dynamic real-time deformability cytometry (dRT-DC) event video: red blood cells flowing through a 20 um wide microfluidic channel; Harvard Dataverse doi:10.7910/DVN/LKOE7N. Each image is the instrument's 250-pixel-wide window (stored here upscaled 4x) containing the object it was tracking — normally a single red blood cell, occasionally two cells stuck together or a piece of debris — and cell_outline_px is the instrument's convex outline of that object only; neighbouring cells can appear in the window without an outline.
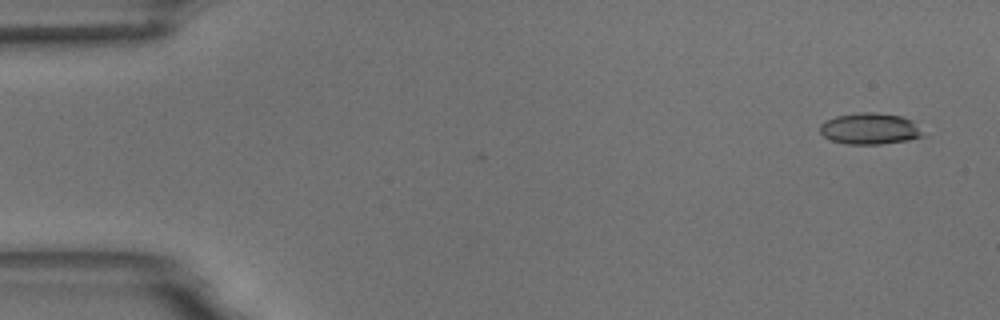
{"species": "common noctule bat (a hibernating species)", "species_latin": "Nyctalus noctula", "temperature_condition": "room temperature", "stored_images_in_passage": 2, "camera_frame_rate_fps": 3000, "um_per_image_px": 0.085, "animal": {"sex": "male", "body_mass_g": 18.8}, "frame": {"image": 1, "passage_image": 2, "time_ms": 1.333, "image_size_px": [1000, 320], "cell_outline_px": [[924, 136], [908, 140], [880, 144], [844, 144], [832, 140], [824, 136], [820, 132], [820, 124], [824, 120], [836, 116], [860, 112], [876, 112], [904, 116], [912, 120]], "centroid_in_image_um": [73.91, 10.93], "position_along_channel_um": 11.1, "area_um2": 18.84}}